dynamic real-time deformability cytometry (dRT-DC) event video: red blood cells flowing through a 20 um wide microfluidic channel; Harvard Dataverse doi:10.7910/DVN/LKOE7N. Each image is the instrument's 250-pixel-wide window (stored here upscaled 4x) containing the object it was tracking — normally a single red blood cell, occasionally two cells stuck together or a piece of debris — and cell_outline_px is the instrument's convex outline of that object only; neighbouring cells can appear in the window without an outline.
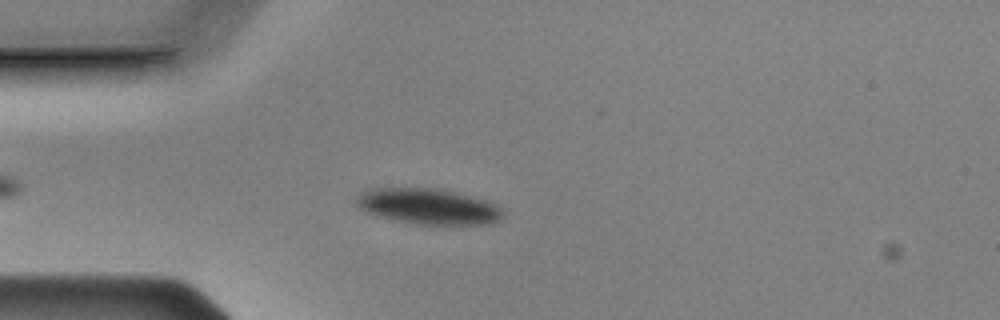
{"species": "Egyptian fruit bat (a non-hibernating species)", "species_latin": "Rousettus aegyptiacus", "temperature_condition": "cold", "stored_images_in_passage": 42, "camera_frame_rate_fps": 3000, "um_per_image_px": 0.085, "animal": {"sex": "male"}, "frame": {"image": 1, "passage_image": 8, "time_ms": 2.333, "image_size_px": [1000, 320], "cell_outline_px": [[504, 216], [488, 224], [416, 224], [380, 216], [368, 212], [360, 208], [356, 204], [356, 196], [360, 192], [368, 188], [432, 188], [472, 196], [488, 200], [500, 208], [504, 212]], "centroid_in_image_um": [36.38, 17.53], "position_along_channel_um": 48.6, "area_um2": 30.17}}
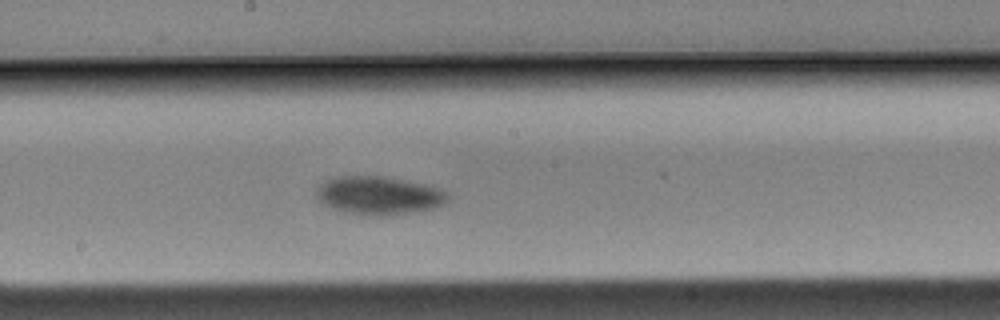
{"frame": {"image": 2, "passage_image": 23, "time_ms": 7.333, "image_size_px": [1000, 320], "cell_outline_px": [[452, 196], [448, 200], [436, 208], [412, 212], [376, 216], [368, 216], [344, 212], [332, 208], [324, 204], [316, 196], [316, 188], [324, 180], [336, 176], [380, 176], [428, 184], [440, 188], [448, 192]], "centroid_in_image_um": [32.22, 16.61], "position_along_channel_um": 216.0, "area_um2": 29.59}}
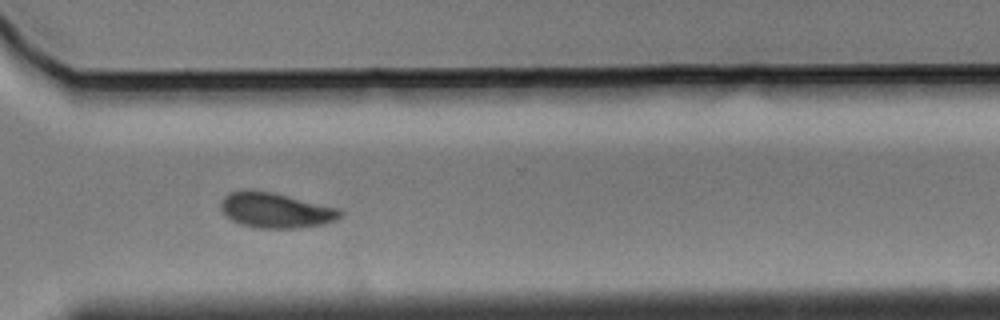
{"frame": {"image": 3, "passage_image": 34, "time_ms": 11.0, "image_size_px": [1000, 320], "cell_outline_px": [[344, 212], [336, 220], [324, 224], [300, 228], [256, 228], [240, 224], [232, 220], [220, 208], [220, 200], [228, 192], [244, 188], [252, 188], [272, 192], [340, 208]], "centroid_in_image_um": [23.41, 17.85], "position_along_channel_um": 347.2, "area_um2": 24.97}, "authors_computed_cell_mechanics": {"area_um2": 28.4665, "velocity_mm_per_s": 3.5872, "shape_relaxation_time_tau1_ms": 1.56, "shape_relaxation_time_tau2_ms": null, "deformation_change_tau1": 0.0802, "deformation_change_tau2": null}}